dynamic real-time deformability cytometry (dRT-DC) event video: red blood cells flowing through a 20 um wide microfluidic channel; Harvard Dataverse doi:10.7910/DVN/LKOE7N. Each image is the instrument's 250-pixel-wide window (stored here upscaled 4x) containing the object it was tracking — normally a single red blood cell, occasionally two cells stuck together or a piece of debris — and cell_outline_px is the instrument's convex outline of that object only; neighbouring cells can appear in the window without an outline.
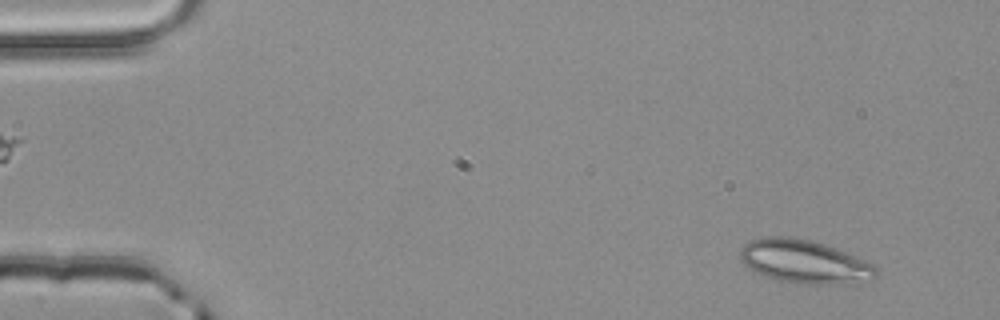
{"species": "common noctule bat (a hibernating species)", "species_latin": "Nyctalus noctula", "temperature_condition": "room temperature", "stored_images_in_passage": 3, "segment_of_instrument_passage": [2, 2], "camera_frame_rate_fps": 3000, "um_per_image_px": 0.085, "animal": {"sex": "male", "body_mass_g": 20.4}, "frame": {"image": 1, "passage_image": 3, "time_ms": 0.667, "image_size_px": [1000, 320], "cell_outline_px": [[876, 276], [872, 280], [836, 284], [808, 284], [776, 280], [764, 276], [748, 268], [740, 260], [740, 248], [744, 244], [752, 240], [764, 236], [788, 236], [812, 240], [836, 248], [856, 256], [872, 264], [876, 268]], "centroid_in_image_um": [68.34, 22.23], "position_along_channel_um": 16.7, "area_um2": 34.45}}